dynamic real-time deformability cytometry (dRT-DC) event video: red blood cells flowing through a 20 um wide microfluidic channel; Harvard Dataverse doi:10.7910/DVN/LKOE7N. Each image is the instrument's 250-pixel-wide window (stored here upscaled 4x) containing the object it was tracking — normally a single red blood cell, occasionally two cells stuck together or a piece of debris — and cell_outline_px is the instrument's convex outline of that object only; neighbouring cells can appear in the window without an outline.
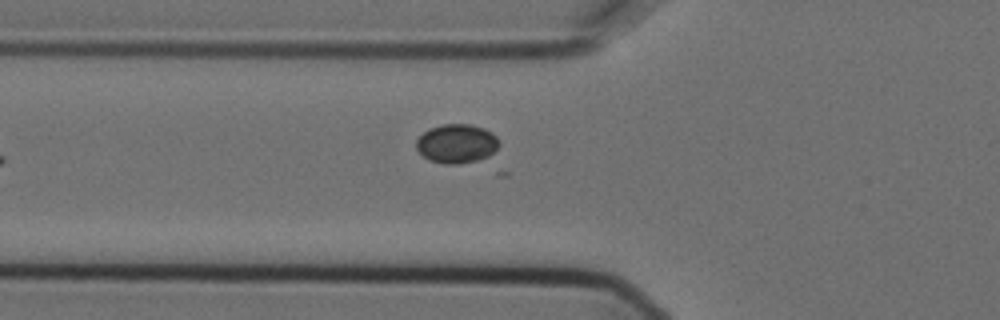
{"species": "Egyptian fruit bat (a non-hibernating species)", "species_latin": "Rousettus aegyptiacus", "temperature_condition": "cold", "stored_images_in_passage": 7, "camera_frame_rate_fps": 3000, "um_per_image_px": 0.085, "animal": {"sex": "female"}, "frame": {"image": 1, "passage_image": 7, "time_ms": 2.0, "image_size_px": [1000, 320], "cell_outline_px": [[500, 144], [488, 156], [476, 160], [456, 164], [444, 164], [428, 160], [416, 148], [416, 140], [428, 128], [444, 124], [468, 124], [484, 128], [492, 132], [500, 140]], "centroid_in_image_um": [38.81, 12.2], "position_along_channel_um": 87.0, "area_um2": 18.79}}